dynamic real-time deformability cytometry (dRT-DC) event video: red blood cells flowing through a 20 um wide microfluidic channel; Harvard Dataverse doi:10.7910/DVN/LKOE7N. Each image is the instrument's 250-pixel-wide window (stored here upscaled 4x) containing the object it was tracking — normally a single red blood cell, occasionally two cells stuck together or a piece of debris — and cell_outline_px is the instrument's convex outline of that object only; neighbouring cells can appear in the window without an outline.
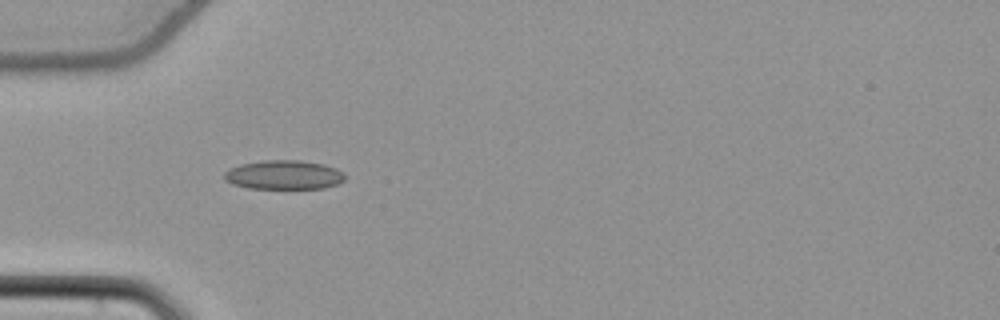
{"species": "common noctule bat (a hibernating species)", "species_latin": "Nyctalus noctula", "temperature_condition": "cold", "stored_images_in_passage": 38, "camera_frame_rate_fps": 3000, "um_per_image_px": 0.085, "animal": {"sex": "female", "body_mass_g": 22.7, "forearm_length_mm": 54.2}, "frame": {"image": 1, "passage_image": 1, "time_ms": 0.0, "image_size_px": [1000, 320], "cell_outline_px": [[344, 180], [336, 184], [324, 188], [248, 188], [232, 184], [224, 180], [224, 172], [228, 168], [240, 164], [264, 160], [300, 160], [324, 164], [336, 168], [344, 172]], "centroid_in_image_um": [24.1, 14.85], "position_along_channel_um": 60.9, "area_um2": 20.58}}
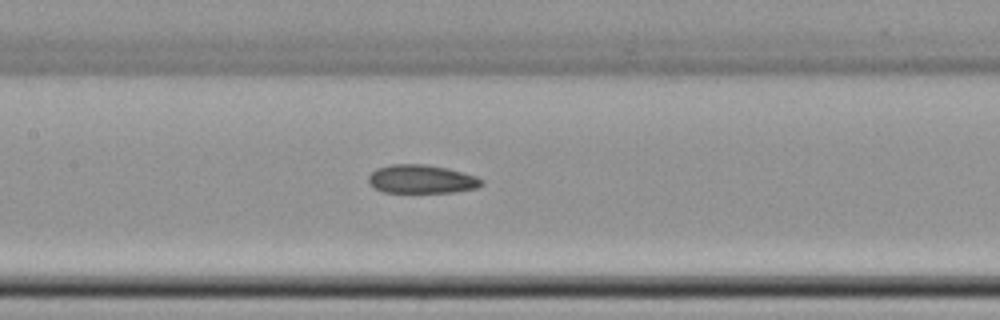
{"frame": {"image": 2, "passage_image": 10, "time_ms": 3.0, "image_size_px": [1000, 320], "cell_outline_px": [[484, 184], [476, 188], [452, 192], [384, 192], [376, 188], [368, 180], [368, 176], [376, 168], [392, 164], [424, 164], [448, 168], [476, 176], [484, 180]], "centroid_in_image_um": [35.86, 15.22], "position_along_channel_um": 171.5, "area_um2": 18.73}}
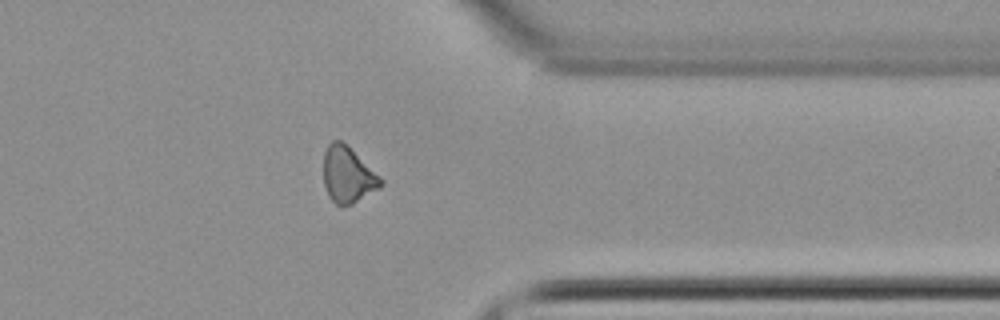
{"frame": {"image": 3, "passage_image": 27, "time_ms": 8.667, "image_size_px": [1000, 320], "cell_outline_px": [[384, 184], [380, 188], [352, 204], [336, 204], [328, 196], [324, 184], [324, 152], [328, 144], [332, 140], [340, 140], [380, 176], [384, 180]], "centroid_in_image_um": [29.57, 14.87], "position_along_channel_um": 381.8, "area_um2": 18.38}, "authors_computed_cell_mechanics": {"area_um2": 19.1607, "velocity_mm_per_s": 3.8449, "shape_relaxation_time_tau1_ms": null, "shape_relaxation_time_tau2_ms": 8.8078, "deformation_change_tau1": null, "deformation_change_tau2": 0.1459}}